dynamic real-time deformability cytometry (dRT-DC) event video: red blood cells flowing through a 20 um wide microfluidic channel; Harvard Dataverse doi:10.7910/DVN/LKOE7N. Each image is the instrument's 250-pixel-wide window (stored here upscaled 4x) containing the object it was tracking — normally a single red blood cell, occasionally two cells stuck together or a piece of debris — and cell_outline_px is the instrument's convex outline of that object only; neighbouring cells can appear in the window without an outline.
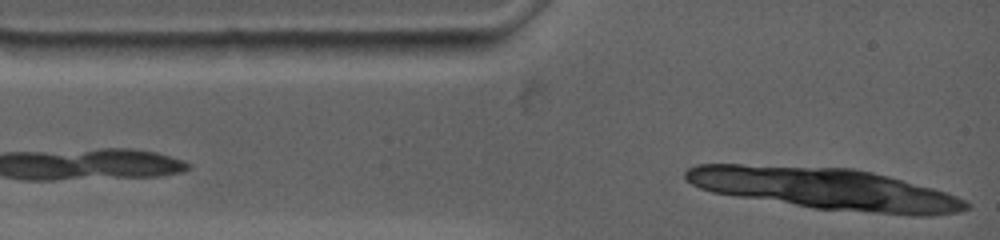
{"species": "common noctule bat (a hibernating species)", "species_latin": "Nyctalus noctula", "temperature_condition": "warm", "stored_images_in_passage": 1, "camera_frame_rate_fps": 4500, "um_per_image_px": 0.085, "animal": {"sex": "female", "body_mass_g": 19.0, "forearm_length_mm": 53.3}, "frame": {"image": 1, "passage_image": 1, "time_ms": 0.0, "image_size_px": [1000, 240], "cell_outline_px": [[188, 44], [180, 56], [176, 60], [88, 60], [80, 44], [84, 40]], "centroid_in_image_um": [11.17, 4.3], "position_along_channel_um": 73.8, "area_um2": 12.95}}